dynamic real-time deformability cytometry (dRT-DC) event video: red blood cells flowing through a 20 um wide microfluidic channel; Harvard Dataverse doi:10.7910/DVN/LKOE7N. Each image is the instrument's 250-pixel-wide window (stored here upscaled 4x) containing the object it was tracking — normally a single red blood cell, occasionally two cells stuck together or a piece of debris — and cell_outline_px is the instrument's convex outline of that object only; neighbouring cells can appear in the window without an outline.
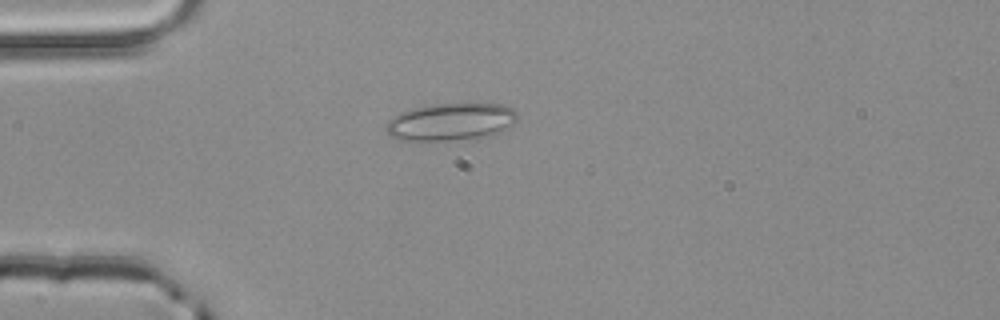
{"species": "common noctule bat (a hibernating species)", "species_latin": "Nyctalus noctula", "temperature_condition": "room temperature", "stored_images_in_passage": 1, "camera_frame_rate_fps": 3000, "um_per_image_px": 0.085, "animal": {"sex": "male", "body_mass_g": 20.4}, "frame": {"image": 1, "passage_image": 1, "time_ms": 0.0, "image_size_px": [1000, 320], "cell_outline_px": [[516, 120], [512, 124], [500, 132], [492, 136], [476, 140], [400, 140], [388, 136], [384, 128], [388, 120], [400, 112], [432, 104], [504, 104], [512, 108], [516, 112]], "centroid_in_image_um": [38.32, 10.38], "position_along_channel_um": 46.7, "area_um2": 28.96}}